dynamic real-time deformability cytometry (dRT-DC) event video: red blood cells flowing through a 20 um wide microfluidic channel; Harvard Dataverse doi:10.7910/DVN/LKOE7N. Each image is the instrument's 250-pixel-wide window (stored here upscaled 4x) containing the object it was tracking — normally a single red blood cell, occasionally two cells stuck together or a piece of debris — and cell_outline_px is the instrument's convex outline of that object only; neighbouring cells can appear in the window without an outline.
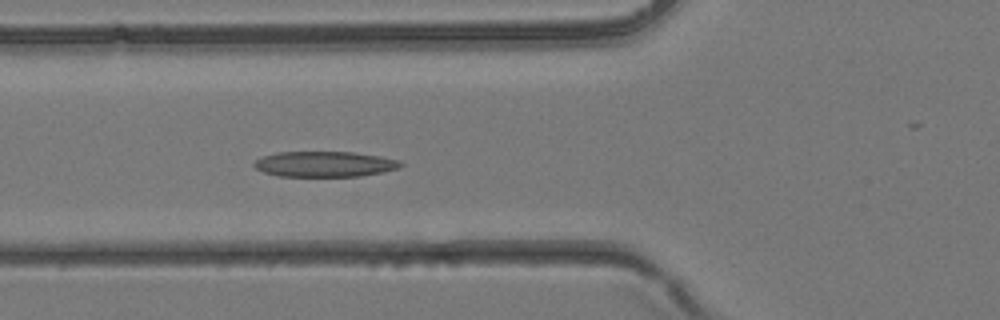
{"species": "common noctule bat (a hibernating species)", "species_latin": "Nyctalus noctula", "temperature_condition": "room temperature", "stored_images_in_passage": 39, "segment_of_instrument_passage": [1, 2], "camera_frame_rate_fps": 3000, "um_per_image_px": 0.085, "animal": {"sex": "female", "body_mass_g": 24.6, "forearm_length_mm": 56.2}, "frame": {"image": 1, "passage_image": 14, "time_ms": 4.333, "image_size_px": [1000, 320], "cell_outline_px": [[404, 164], [400, 168], [360, 176], [276, 176], [264, 172], [256, 168], [252, 164], [260, 156], [276, 152], [352, 152], [380, 156], [400, 160]], "centroid_in_image_um": [27.57, 13.94], "position_along_channel_um": 98.2, "area_um2": 21.85}}
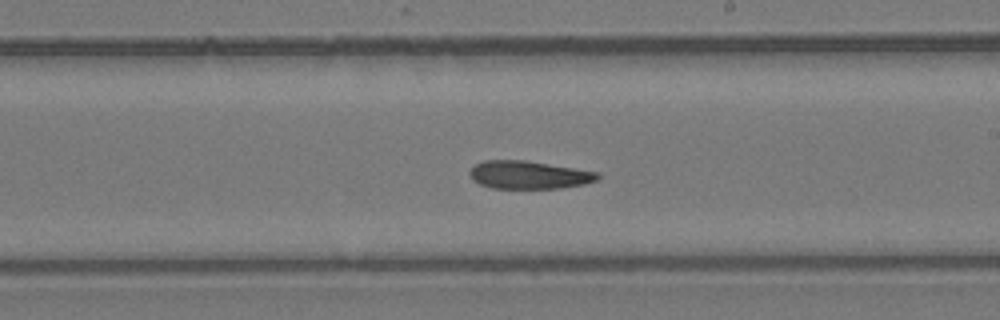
{"frame": {"image": 2, "passage_image": 22, "time_ms": 7.0, "image_size_px": [1000, 320], "cell_outline_px": [[600, 176], [596, 180], [584, 184], [560, 188], [492, 188], [480, 184], [472, 180], [468, 172], [476, 164], [484, 160], [524, 160], [600, 172]], "centroid_in_image_um": [44.94, 14.86], "position_along_channel_um": 244.1, "area_um2": 20.81}}
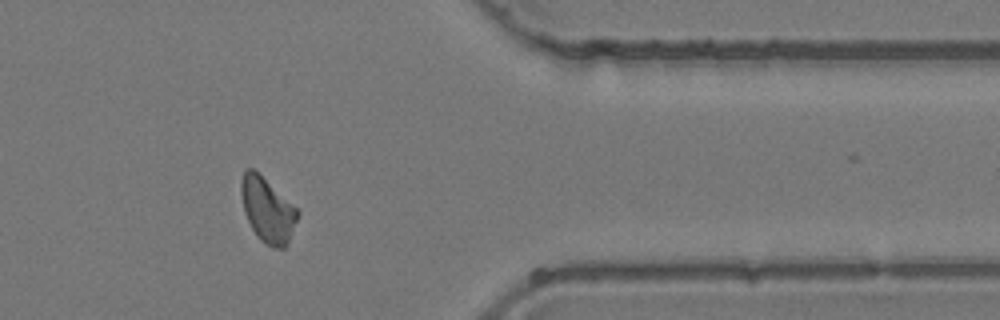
{"frame": {"image": 3, "passage_image": 31, "time_ms": 10.0, "image_size_px": [1000, 320], "cell_outline_px": [[300, 212], [288, 240], [284, 248], [272, 248], [264, 244], [256, 236], [244, 212], [240, 192], [240, 180], [244, 168], [252, 168], [260, 172]], "centroid_in_image_um": [22.69, 17.8], "position_along_channel_um": 388.7, "area_um2": 21.44}}